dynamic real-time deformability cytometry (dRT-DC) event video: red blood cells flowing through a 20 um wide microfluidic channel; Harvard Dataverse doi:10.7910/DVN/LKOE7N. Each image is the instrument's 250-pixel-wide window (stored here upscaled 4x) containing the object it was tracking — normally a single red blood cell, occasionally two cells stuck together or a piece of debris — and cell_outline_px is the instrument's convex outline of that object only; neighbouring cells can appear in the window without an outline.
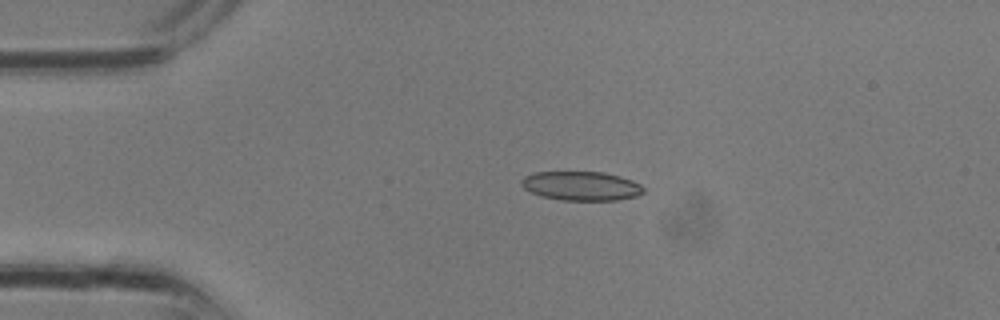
{"species": "common noctule bat (a hibernating species)", "species_latin": "Nyctalus noctula", "temperature_condition": "room temperature", "stored_images_in_passage": 8, "camera_frame_rate_fps": 3000, "um_per_image_px": 0.085, "animal": {"sex": "male", "body_mass_g": 13.3}, "frame": {"image": 1, "passage_image": 1, "time_ms": 0.0, "image_size_px": [1000, 320], "cell_outline_px": [[644, 192], [636, 196], [616, 200], [560, 200], [540, 196], [524, 188], [520, 184], [520, 180], [524, 176], [532, 172], [604, 172], [620, 176], [632, 180], [640, 184], [644, 188]], "centroid_in_image_um": [49.38, 15.8], "position_along_channel_um": 35.6, "area_um2": 20.81}}
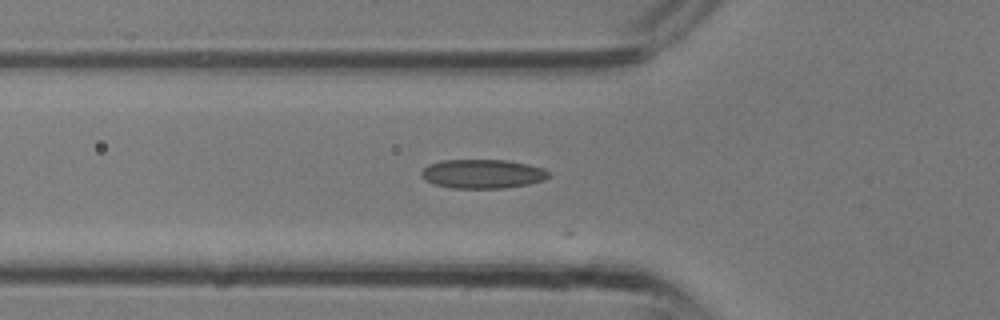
{"frame": {"image": 2, "passage_image": 5, "time_ms": 1.333, "image_size_px": [1000, 320], "cell_outline_px": [[548, 176], [544, 180], [528, 184], [504, 188], [452, 188], [432, 184], [424, 180], [420, 176], [420, 172], [428, 164], [440, 160], [508, 160], [528, 164], [544, 168], [548, 172]], "centroid_in_image_um": [40.96, 14.77], "position_along_channel_um": 84.8, "area_um2": 21.73}}
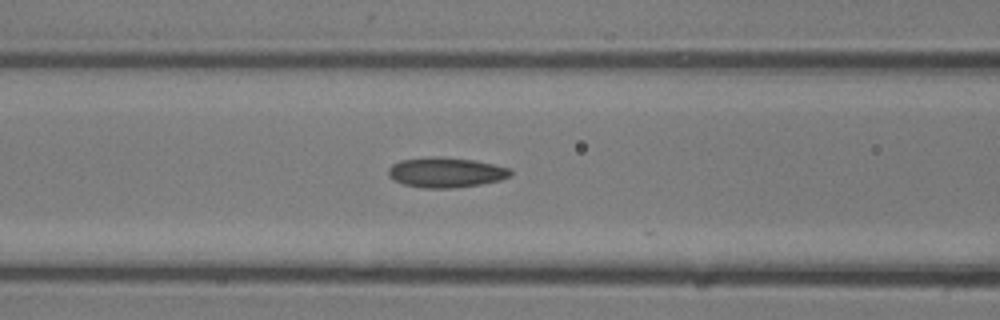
{"frame": {"image": 3, "passage_image": 7, "time_ms": 2.0, "image_size_px": [1000, 320], "cell_outline_px": [[512, 176], [500, 180], [480, 184], [456, 188], [424, 188], [404, 184], [388, 176], [388, 168], [392, 164], [400, 160], [428, 156], [440, 156], [476, 160], [512, 168]], "centroid_in_image_um": [37.93, 14.64], "position_along_channel_um": 128.7, "area_um2": 21.73}}